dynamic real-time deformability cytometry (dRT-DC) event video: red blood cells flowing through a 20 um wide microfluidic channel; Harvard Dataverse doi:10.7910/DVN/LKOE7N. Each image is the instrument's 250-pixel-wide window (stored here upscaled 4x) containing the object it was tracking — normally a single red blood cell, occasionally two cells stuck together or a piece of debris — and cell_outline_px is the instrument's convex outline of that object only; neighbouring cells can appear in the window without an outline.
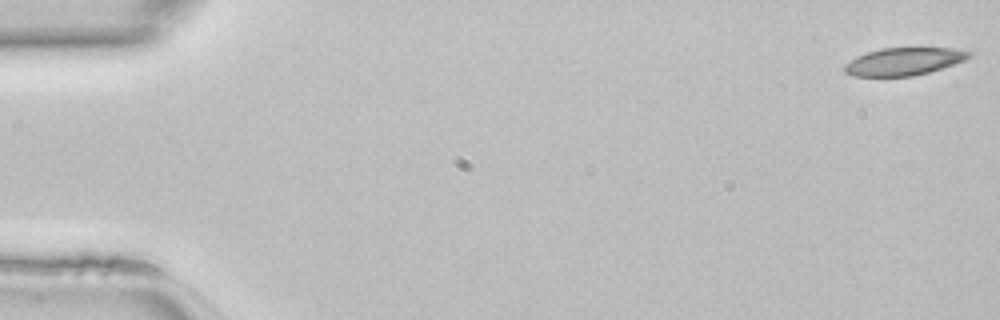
{"species": "common noctule bat (a hibernating species)", "species_latin": "Nyctalus noctula", "temperature_condition": "room temperature", "stored_images_in_passage": 47, "camera_frame_rate_fps": 3000, "um_per_image_px": 0.085, "animal": {"sex": "female", "body_mass_g": 22.7, "forearm_length_mm": 54.2}, "frame": {"image": 1, "passage_image": 1, "time_ms": 0.0, "image_size_px": [1000, 320], "cell_outline_px": [[972, 56], [964, 60], [928, 72], [912, 76], [852, 76], [844, 72], [844, 64], [856, 56], [880, 48], [960, 48], [972, 52]], "centroid_in_image_um": [76.81, 5.21], "position_along_channel_um": 8.2, "area_um2": 20.0}}
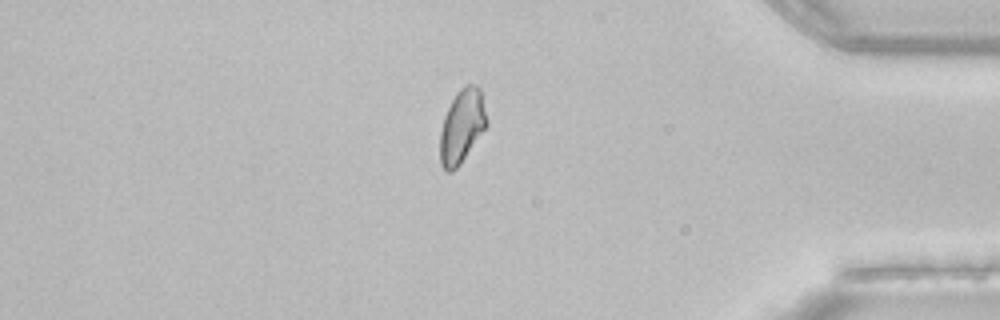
{"frame": {"image": 2, "passage_image": 40, "time_ms": 13.0, "image_size_px": [1000, 320], "cell_outline_px": [[488, 124], [460, 164], [452, 172], [448, 172], [440, 164], [440, 132], [444, 116], [456, 92], [464, 84], [476, 84], [480, 88], [488, 120]], "centroid_in_image_um": [39.27, 10.7], "position_along_channel_um": 395.9, "area_um2": 20.06}}
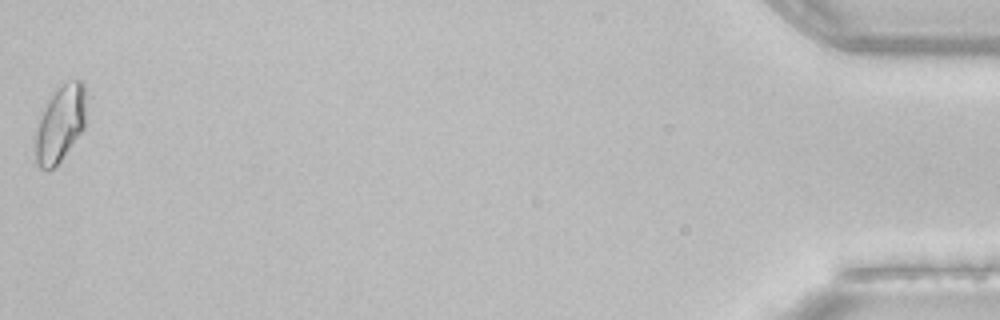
{"frame": {"image": 3, "passage_image": 47, "time_ms": 15.333, "image_size_px": [1000, 320], "cell_outline_px": [[84, 128], [60, 160], [52, 168], [40, 168], [36, 164], [36, 132], [40, 116], [48, 100], [68, 80], [84, 80]], "centroid_in_image_um": [5.11, 10.51], "position_along_channel_um": 430.1, "area_um2": 21.73}}